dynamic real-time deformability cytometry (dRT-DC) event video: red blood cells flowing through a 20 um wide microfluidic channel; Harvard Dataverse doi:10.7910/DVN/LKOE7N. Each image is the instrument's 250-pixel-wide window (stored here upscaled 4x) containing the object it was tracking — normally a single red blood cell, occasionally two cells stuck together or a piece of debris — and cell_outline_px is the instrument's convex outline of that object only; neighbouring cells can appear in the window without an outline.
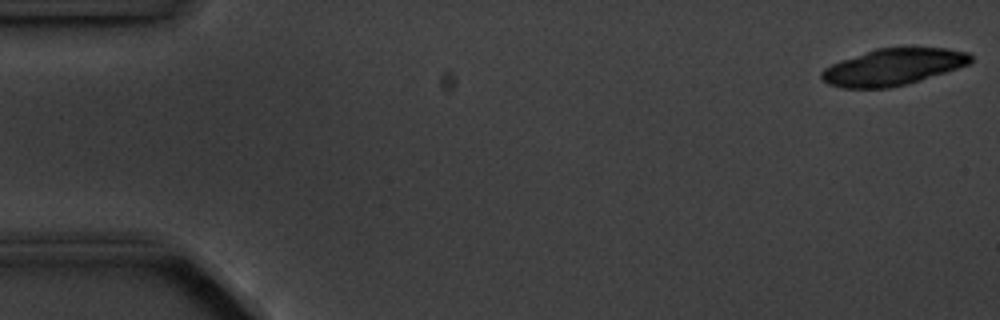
{"species": "common noctule bat (a hibernating species)", "species_latin": "Nyctalus noctula", "temperature_condition": "cold", "stored_images_in_passage": 5, "camera_frame_rate_fps": 3000, "um_per_image_px": 0.085, "animal": {"sex": "male", "body_mass_g": 20.1, "forearm_length_mm": 53.5}, "frame": {"image": 1, "passage_image": 1, "time_ms": 0.0, "image_size_px": [1000, 320], "cell_outline_px": [[972, 60], [968, 64], [908, 84], [888, 88], [844, 88], [828, 84], [820, 76], [820, 72], [824, 68], [840, 60], [876, 48], [948, 48], [968, 52], [972, 56]], "centroid_in_image_um": [75.88, 5.69], "position_along_channel_um": 9.1, "area_um2": 31.62}}